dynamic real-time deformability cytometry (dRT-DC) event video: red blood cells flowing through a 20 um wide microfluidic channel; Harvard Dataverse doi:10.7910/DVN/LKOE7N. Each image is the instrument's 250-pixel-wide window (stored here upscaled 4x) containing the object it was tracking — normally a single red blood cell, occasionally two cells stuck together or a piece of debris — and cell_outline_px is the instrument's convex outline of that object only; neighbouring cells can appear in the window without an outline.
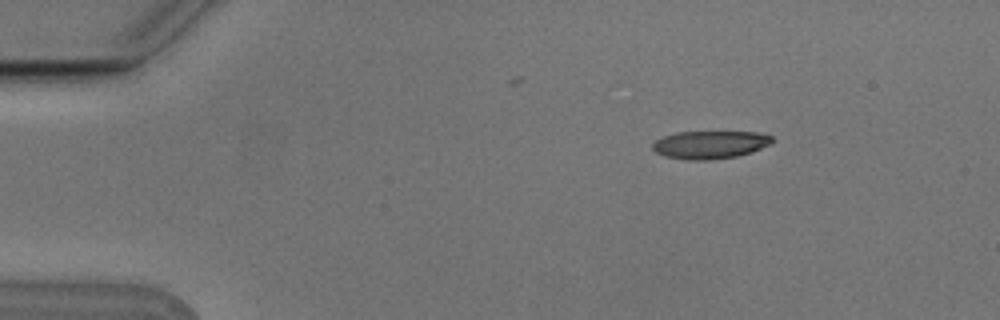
{"species": "Egyptian fruit bat (a non-hibernating species)", "species_latin": "Rousettus aegyptiacus", "temperature_condition": "cold", "stored_images_in_passage": 2, "camera_frame_rate_fps": 3000, "um_per_image_px": 0.085, "animal": {"sex": "male"}, "frame": {"image": 1, "passage_image": 2, "time_ms": 0.333, "image_size_px": [1000, 320], "cell_outline_px": [[772, 144], [752, 152], [736, 156], [708, 160], [688, 160], [664, 156], [656, 152], [652, 148], [652, 144], [656, 140], [664, 136], [676, 132], [756, 132], [772, 136]], "centroid_in_image_um": [60.35, 12.3], "position_along_channel_um": 24.6, "area_um2": 19.42}}